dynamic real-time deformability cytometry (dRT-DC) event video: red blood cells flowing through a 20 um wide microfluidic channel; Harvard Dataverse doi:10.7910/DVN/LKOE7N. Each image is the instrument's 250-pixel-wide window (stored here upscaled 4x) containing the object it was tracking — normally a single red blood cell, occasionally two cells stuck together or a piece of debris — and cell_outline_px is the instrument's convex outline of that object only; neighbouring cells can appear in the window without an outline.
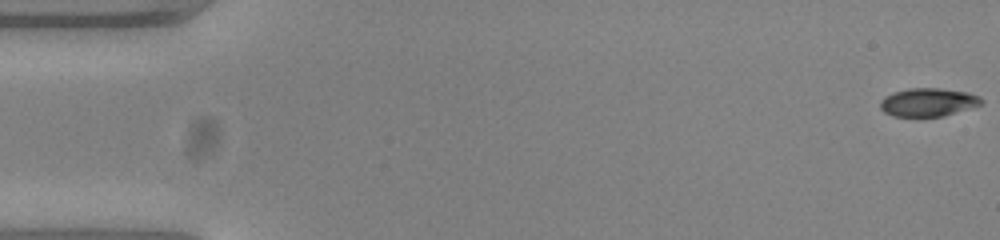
{"species": "common noctule bat (a hibernating species)", "species_latin": "Nyctalus noctula", "temperature_condition": "warm", "stored_images_in_passage": 55, "camera_frame_rate_fps": 3000, "um_per_image_px": 0.085, "animal": {"sex": "female", "body_mass_g": 23.0, "forearm_length_mm": 53.4}, "frame": {"image": 1, "passage_image": 1, "time_ms": 0.0, "image_size_px": [1000, 240], "cell_outline_px": [[984, 100], [980, 104], [944, 116], [892, 116], [884, 112], [880, 108], [880, 100], [884, 96], [892, 92], [908, 88], [940, 88], [968, 92], [980, 96]], "centroid_in_image_um": [78.85, 8.67], "position_along_channel_um": 6.1, "area_um2": 16.7}}
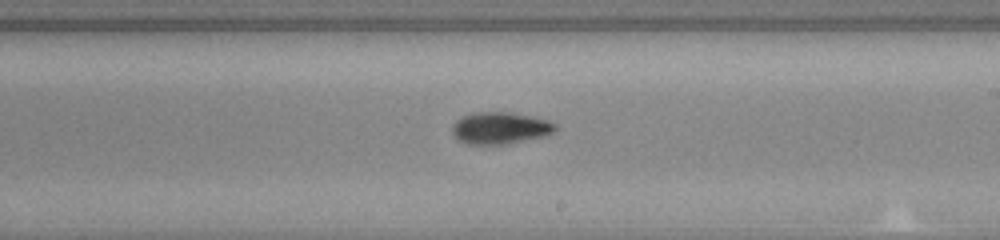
{"frame": {"image": 2, "passage_image": 32, "time_ms": 10.333, "image_size_px": [1000, 240], "cell_outline_px": [[556, 128], [552, 132], [544, 136], [504, 144], [468, 144], [460, 140], [452, 132], [452, 124], [456, 120], [472, 112], [512, 112], [532, 116], [548, 120], [556, 124]], "centroid_in_image_um": [42.51, 10.86], "position_along_channel_um": 246.5, "area_um2": 19.02}}
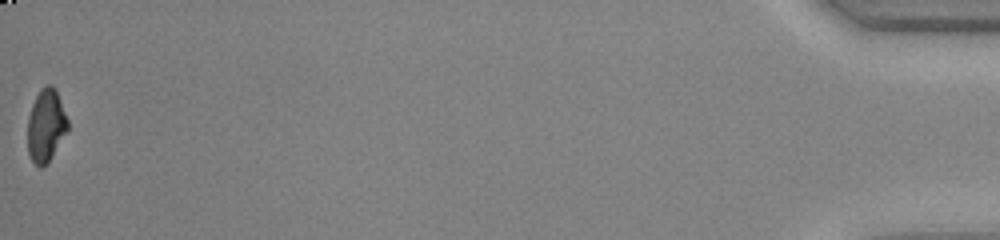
{"frame": {"image": 3, "passage_image": 55, "time_ms": 18.0, "image_size_px": [1000, 240], "cell_outline_px": [[68, 132], [52, 156], [40, 168], [32, 160], [28, 152], [28, 116], [32, 104], [40, 88], [48, 84], [52, 84], [56, 88], [68, 120]], "centroid_in_image_um": [3.92, 10.63], "position_along_channel_um": 431.3, "area_um2": 17.05}, "authors_computed_cell_mechanics": {"area_um2": 17.9758, "velocity_mm_per_s": 3.7667, "shape_relaxation_time_tau1_ms": 6.0705, "shape_relaxation_time_tau2_ms": 6.596, "deformation_change_tau1": 0.1782, "deformation_change_tau2": 0.0811}}